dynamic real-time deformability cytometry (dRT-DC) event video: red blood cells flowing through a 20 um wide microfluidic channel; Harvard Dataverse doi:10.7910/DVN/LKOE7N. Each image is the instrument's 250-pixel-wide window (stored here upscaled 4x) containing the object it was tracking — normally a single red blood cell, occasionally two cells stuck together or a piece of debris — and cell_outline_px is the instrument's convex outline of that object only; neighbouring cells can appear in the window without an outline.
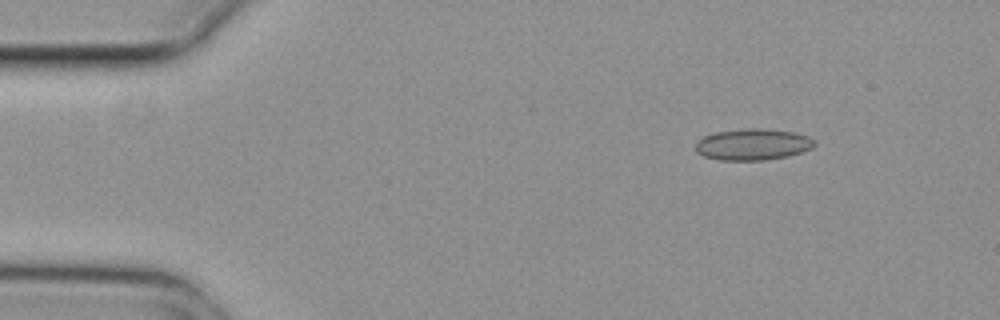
{"species": "common noctule bat (a hibernating species)", "species_latin": "Nyctalus noctula", "temperature_condition": "cold", "stored_images_in_passage": 2, "camera_frame_rate_fps": 3000, "um_per_image_px": 0.085, "animal": {"sex": "female", "body_mass_g": 29.2, "forearm_length_mm": 56.3}, "frame": {"image": 1, "passage_image": 2, "time_ms": 0.333, "image_size_px": [1000, 320], "cell_outline_px": [[816, 144], [812, 148], [788, 156], [764, 160], [720, 160], [704, 156], [696, 152], [696, 144], [704, 136], [712, 132], [748, 128], [760, 128], [792, 132], [808, 136], [816, 140]], "centroid_in_image_um": [63.99, 12.27], "position_along_channel_um": 21.0, "area_um2": 21.73}}